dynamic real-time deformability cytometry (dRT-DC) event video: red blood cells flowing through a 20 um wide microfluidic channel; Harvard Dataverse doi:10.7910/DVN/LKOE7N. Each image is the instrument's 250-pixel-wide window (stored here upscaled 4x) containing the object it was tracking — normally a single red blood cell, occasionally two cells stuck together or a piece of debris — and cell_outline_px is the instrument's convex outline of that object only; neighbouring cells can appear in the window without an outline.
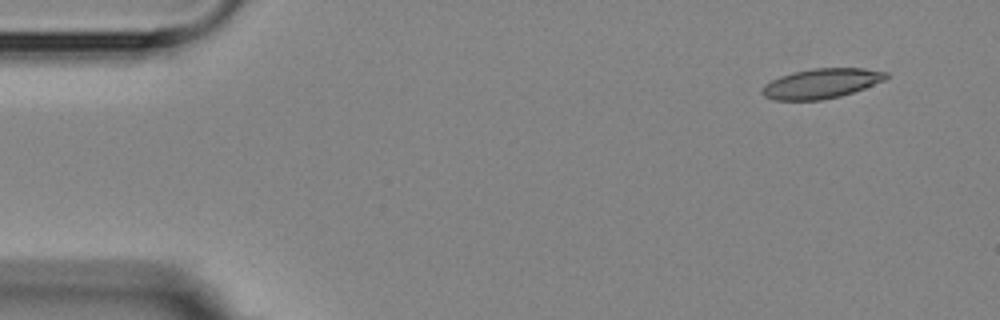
{"species": "Egyptian fruit bat (a non-hibernating species)", "species_latin": "Rousettus aegyptiacus", "temperature_condition": "room temperature", "stored_images_in_passage": 4, "camera_frame_rate_fps": 3000, "um_per_image_px": 0.085, "animal": {"sex": "female"}, "frame": {"image": 1, "passage_image": 1, "time_ms": 0.0, "image_size_px": [1000, 320], "cell_outline_px": [[888, 76], [884, 80], [864, 88], [840, 96], [820, 100], [776, 100], [764, 96], [760, 92], [760, 88], [764, 84], [780, 76], [792, 72], [812, 68], [864, 68], [888, 72]], "centroid_in_image_um": [69.78, 7.09], "position_along_channel_um": 15.2, "area_um2": 21.56}}